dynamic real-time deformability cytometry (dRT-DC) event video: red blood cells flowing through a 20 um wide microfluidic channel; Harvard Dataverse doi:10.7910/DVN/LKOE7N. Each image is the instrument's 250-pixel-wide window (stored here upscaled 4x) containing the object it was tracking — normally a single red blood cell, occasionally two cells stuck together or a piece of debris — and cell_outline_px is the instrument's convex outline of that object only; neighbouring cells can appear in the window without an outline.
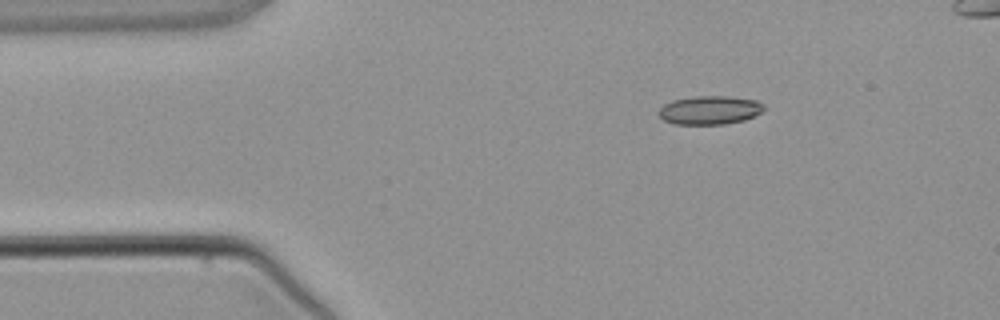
{"species": "common noctule bat (a hibernating species)", "species_latin": "Nyctalus noctula", "temperature_condition": "warm", "stored_images_in_passage": 4, "camera_frame_rate_fps": 3000, "um_per_image_px": 0.085, "animal": {"sex": "male", "body_mass_g": 21.5, "forearm_length_mm": 52.0}, "frame": {"image": 1, "passage_image": 2, "time_ms": 1.0, "image_size_px": [1000, 320], "cell_outline_px": [[764, 108], [760, 112], [744, 120], [724, 124], [672, 124], [664, 120], [660, 116], [660, 108], [664, 104], [672, 100], [696, 96], [728, 96], [756, 100], [764, 104]], "centroid_in_image_um": [60.32, 9.35], "position_along_channel_um": 24.7, "area_um2": 17.4}}